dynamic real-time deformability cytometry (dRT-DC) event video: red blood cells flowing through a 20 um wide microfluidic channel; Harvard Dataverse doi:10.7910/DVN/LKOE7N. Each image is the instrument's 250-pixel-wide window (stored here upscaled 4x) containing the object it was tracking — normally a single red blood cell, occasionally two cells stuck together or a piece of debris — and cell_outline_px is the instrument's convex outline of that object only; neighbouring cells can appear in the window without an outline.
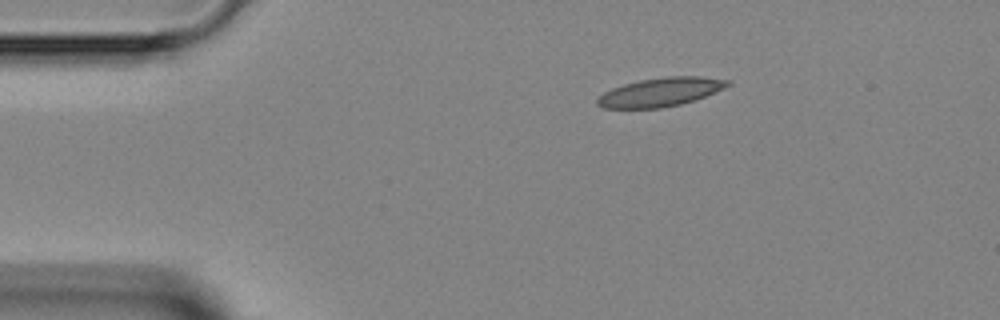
{"species": "Egyptian fruit bat (a non-hibernating species)", "species_latin": "Rousettus aegyptiacus", "temperature_condition": "room temperature", "stored_images_in_passage": 40, "camera_frame_rate_fps": 3000, "um_per_image_px": 0.085, "animal": {"sex": "female"}, "frame": {"image": 1, "passage_image": 1, "time_ms": 0.0, "image_size_px": [1000, 320], "cell_outline_px": [[732, 84], [724, 88], [704, 96], [680, 104], [660, 108], [604, 108], [596, 104], [596, 100], [604, 92], [612, 88], [624, 84], [640, 80], [664, 76], [700, 76], [732, 80]], "centroid_in_image_um": [56.15, 7.81], "position_along_channel_um": 28.8, "area_um2": 21.73}}
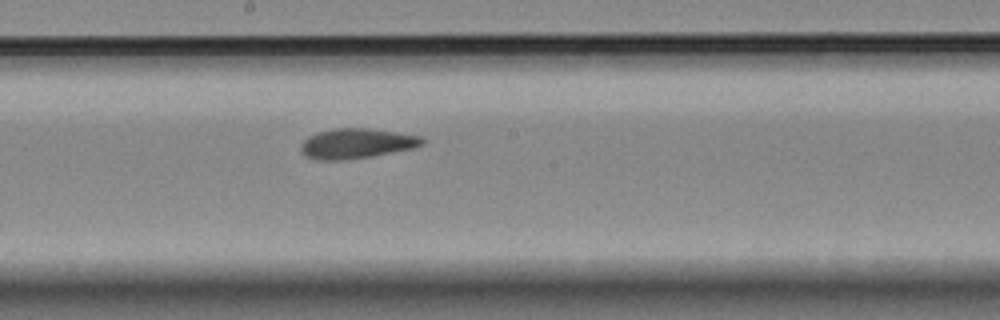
{"frame": {"image": 2, "passage_image": 18, "time_ms": 5.667, "image_size_px": [1000, 320], "cell_outline_px": [[424, 144], [416, 148], [372, 156], [344, 160], [316, 160], [304, 156], [300, 152], [300, 144], [308, 136], [316, 132], [332, 128], [368, 128], [396, 132], [420, 136], [424, 140]], "centroid_in_image_um": [30.27, 12.2], "position_along_channel_um": 217.9, "area_um2": 21.56}}
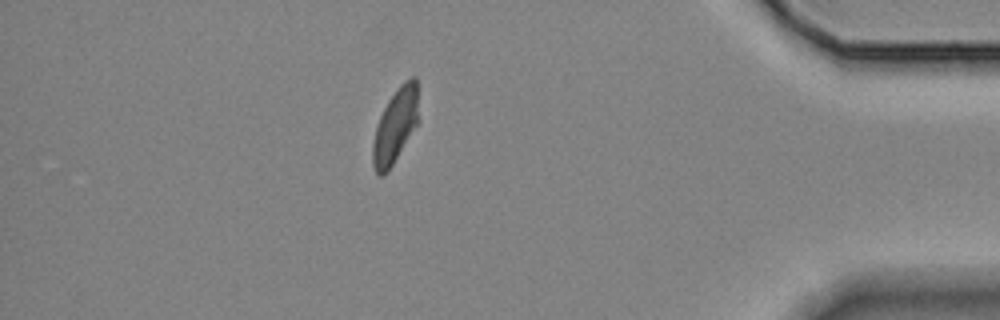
{"frame": {"image": 3, "passage_image": 34, "time_ms": 11.0, "image_size_px": [1000, 320], "cell_outline_px": [[420, 120], [388, 172], [380, 176], [376, 172], [372, 164], [372, 144], [376, 128], [380, 116], [388, 100], [396, 88], [404, 80], [412, 76], [416, 76]], "centroid_in_image_um": [33.63, 10.66], "position_along_channel_um": 401.6, "area_um2": 20.17}}